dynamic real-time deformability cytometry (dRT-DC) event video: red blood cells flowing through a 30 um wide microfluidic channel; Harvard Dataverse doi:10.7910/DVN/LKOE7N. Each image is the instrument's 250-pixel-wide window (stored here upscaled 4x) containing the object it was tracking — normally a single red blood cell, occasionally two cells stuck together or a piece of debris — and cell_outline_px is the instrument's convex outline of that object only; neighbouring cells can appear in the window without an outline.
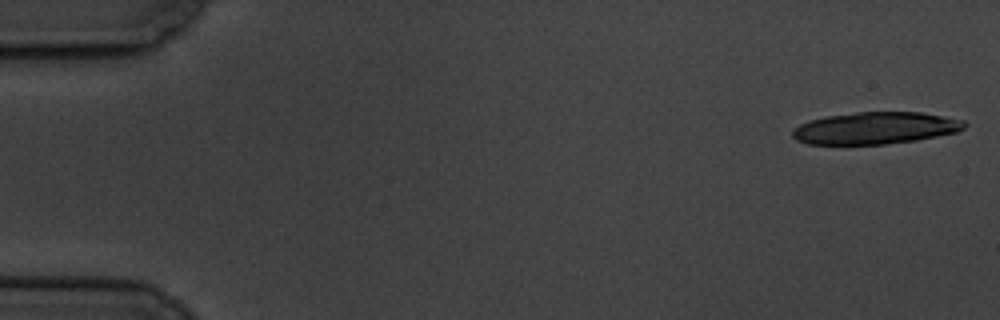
{"species": "common noctule bat (a hibernating species)", "species_latin": "Nyctalus noctula", "temperature_condition": "cold", "stored_images_in_passage": 6, "camera_frame_rate_fps": 3000, "um_per_image_px": 0.085, "animal": {"sex": "male", "body_mass_g": 19.5, "forearm_length_mm": 54.6}, "frame": {"image": 1, "passage_image": 1, "time_ms": 0.0, "image_size_px": [1000, 320], "cell_outline_px": [[968, 124], [964, 128], [956, 132], [916, 140], [884, 144], [808, 144], [796, 140], [792, 136], [792, 128], [808, 120], [824, 116], [856, 112], [920, 112], [964, 120]], "centroid_in_image_um": [74.36, 10.88], "position_along_channel_um": 10.6, "area_um2": 32.14}}